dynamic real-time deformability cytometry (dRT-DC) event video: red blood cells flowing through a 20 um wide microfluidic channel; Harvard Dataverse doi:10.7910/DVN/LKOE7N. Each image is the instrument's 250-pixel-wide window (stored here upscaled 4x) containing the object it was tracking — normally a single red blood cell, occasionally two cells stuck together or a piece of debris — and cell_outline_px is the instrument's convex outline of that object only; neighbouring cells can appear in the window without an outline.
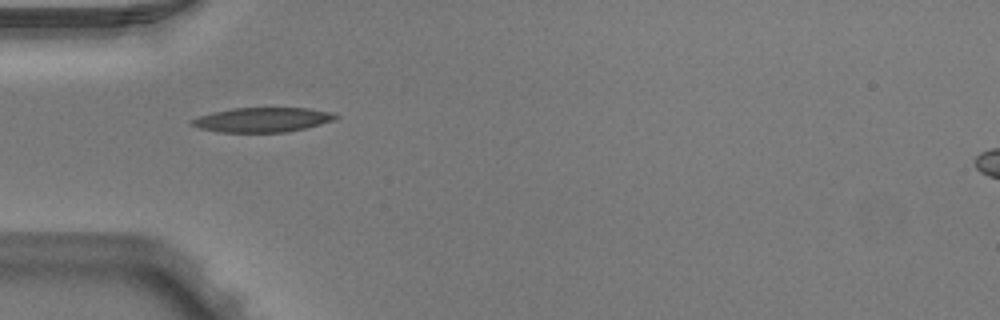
{"species": "Egyptian fruit bat (a non-hibernating species)", "species_latin": "Rousettus aegyptiacus", "temperature_condition": "warm", "stored_images_in_passage": 3, "camera_frame_rate_fps": 3000, "um_per_image_px": 0.085, "animal": {"sex": "male"}, "frame": {"image": 1, "passage_image": 1, "time_ms": 0.0, "image_size_px": [1000, 320], "cell_outline_px": [[340, 116], [336, 120], [288, 132], [220, 132], [200, 128], [192, 124], [188, 120], [212, 112], [232, 108], [308, 108], [336, 112]], "centroid_in_image_um": [22.36, 10.17], "position_along_channel_um": 62.6, "area_um2": 20.69}}
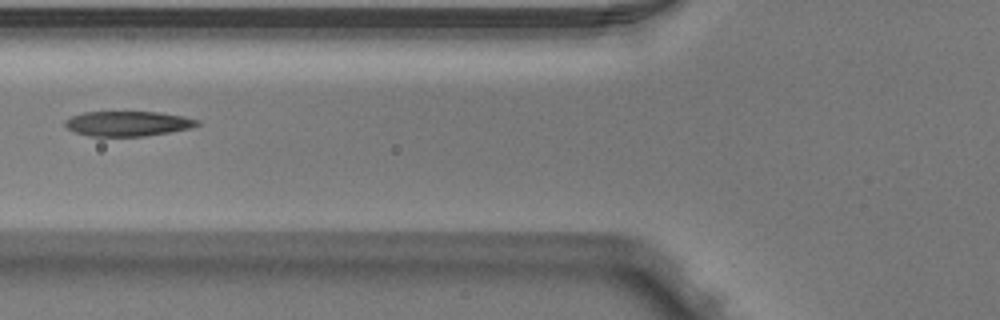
{"frame": {"image": 2, "passage_image": 2, "time_ms": 0.333, "image_size_px": [1000, 320], "cell_outline_px": [[200, 124], [188, 128], [168, 132], [144, 136], [88, 136], [76, 132], [68, 128], [64, 124], [64, 120], [72, 116], [84, 112], [160, 112], [184, 116], [200, 120]], "centroid_in_image_um": [10.86, 10.5], "position_along_channel_um": 114.9, "area_um2": 19.13}}
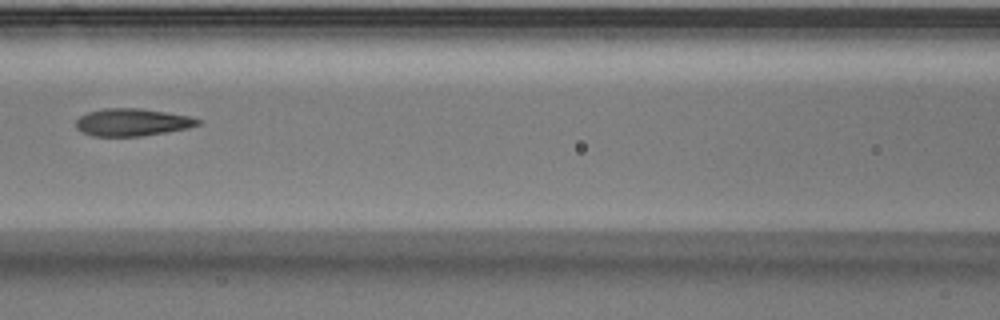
{"frame": {"image": 3, "passage_image": 3, "time_ms": 0.667, "image_size_px": [1000, 320], "cell_outline_px": [[200, 124], [188, 128], [140, 136], [92, 136], [80, 132], [76, 128], [76, 120], [80, 116], [88, 112], [104, 108], [140, 108], [188, 116], [200, 120]], "centroid_in_image_um": [11.18, 10.39], "position_along_channel_um": 155.4, "area_um2": 19.36}}